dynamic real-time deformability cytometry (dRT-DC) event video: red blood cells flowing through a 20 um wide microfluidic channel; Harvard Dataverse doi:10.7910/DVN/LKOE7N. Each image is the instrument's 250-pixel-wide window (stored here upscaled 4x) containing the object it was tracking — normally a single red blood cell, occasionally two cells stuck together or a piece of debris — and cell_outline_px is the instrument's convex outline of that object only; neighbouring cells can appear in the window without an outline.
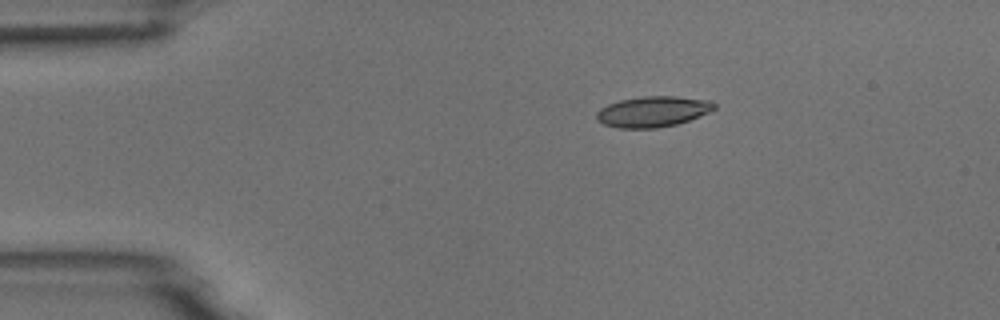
{"species": "common noctule bat (a hibernating species)", "species_latin": "Nyctalus noctula", "temperature_condition": "room temperature", "stored_images_in_passage": 45, "camera_frame_rate_fps": 3000, "um_per_image_px": 0.085, "animal": {"sex": "male", "body_mass_g": 18.8}, "frame": {"image": 1, "passage_image": 1, "time_ms": 0.0, "image_size_px": [1000, 320], "cell_outline_px": [[716, 108], [708, 112], [688, 120], [676, 124], [656, 128], [616, 128], [604, 124], [596, 120], [596, 112], [600, 108], [608, 104], [620, 100], [644, 96], [676, 96], [712, 100], [716, 104]], "centroid_in_image_um": [55.48, 9.48], "position_along_channel_um": 29.5, "area_um2": 21.1}}
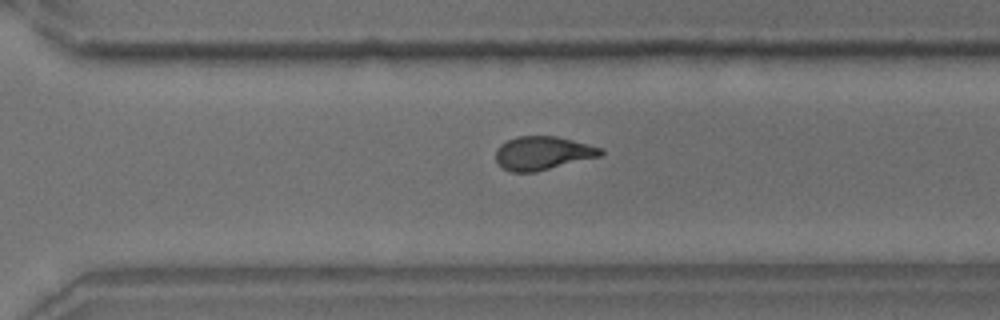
{"frame": {"image": 2, "passage_image": 29, "time_ms": 9.333, "image_size_px": [1000, 320], "cell_outline_px": [[604, 156], [536, 172], [512, 172], [504, 168], [496, 160], [496, 148], [500, 144], [516, 136], [556, 136], [604, 148]], "centroid_in_image_um": [46.18, 13.02], "position_along_channel_um": 324.4, "area_um2": 20.75}}
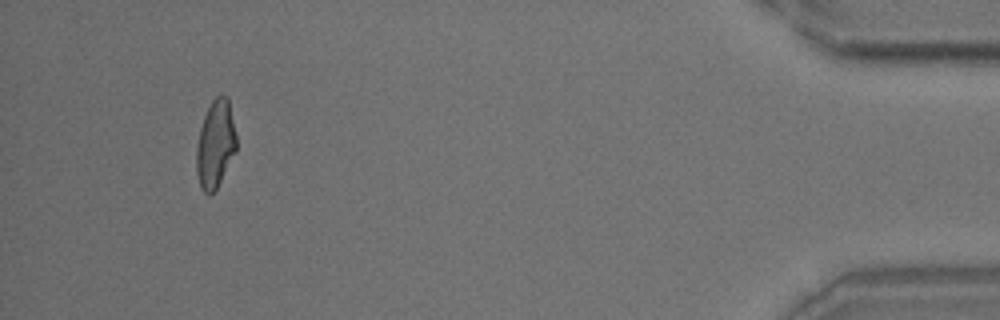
{"frame": {"image": 3, "passage_image": 42, "time_ms": 13.667, "image_size_px": [1000, 320], "cell_outline_px": [[236, 152], [216, 188], [208, 196], [200, 188], [196, 172], [196, 148], [200, 128], [204, 116], [212, 100], [216, 96], [228, 96], [236, 132]], "centroid_in_image_um": [18.31, 12.25], "position_along_channel_um": 416.9, "area_um2": 20.46}, "authors_computed_cell_mechanics": {"area_um2": 20.8658, "velocity_mm_per_s": 3.7299, "shape_relaxation_time_tau1_ms": 5.8895, "shape_relaxation_time_tau2_ms": 1.7041, "deformation_change_tau1": 0.179, "deformation_change_tau2": 0.0817}}